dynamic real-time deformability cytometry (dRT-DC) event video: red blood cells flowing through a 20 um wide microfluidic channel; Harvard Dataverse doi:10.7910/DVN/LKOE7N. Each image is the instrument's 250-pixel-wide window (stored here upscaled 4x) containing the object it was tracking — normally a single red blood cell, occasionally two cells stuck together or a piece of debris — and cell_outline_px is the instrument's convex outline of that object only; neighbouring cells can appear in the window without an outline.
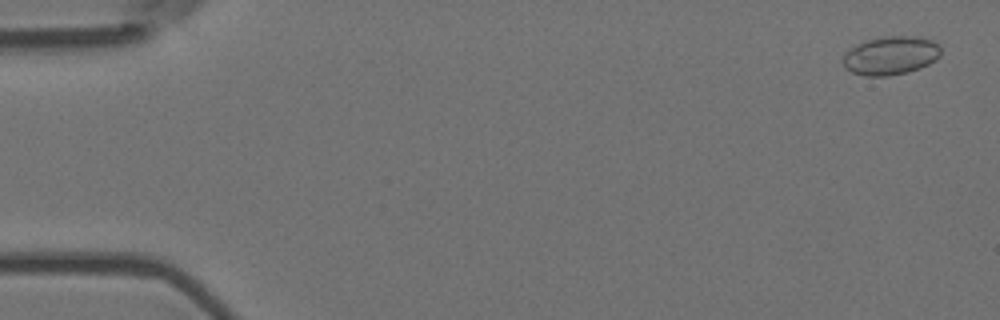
{"species": "Egyptian fruit bat (a non-hibernating species)", "species_latin": "Rousettus aegyptiacus", "temperature_condition": "room temperature", "stored_images_in_passage": 5, "camera_frame_rate_fps": 3000, "um_per_image_px": 0.085, "animal": {"sex": "female"}, "frame": {"image": 1, "passage_image": 1, "time_ms": 0.0, "image_size_px": [1000, 320], "cell_outline_px": [[940, 56], [936, 60], [920, 68], [908, 72], [888, 76], [864, 76], [852, 72], [844, 68], [844, 52], [868, 40], [888, 36], [916, 36], [932, 40], [940, 48]], "centroid_in_image_um": [75.72, 4.74], "position_along_channel_um": 9.3, "area_um2": 21.79}}
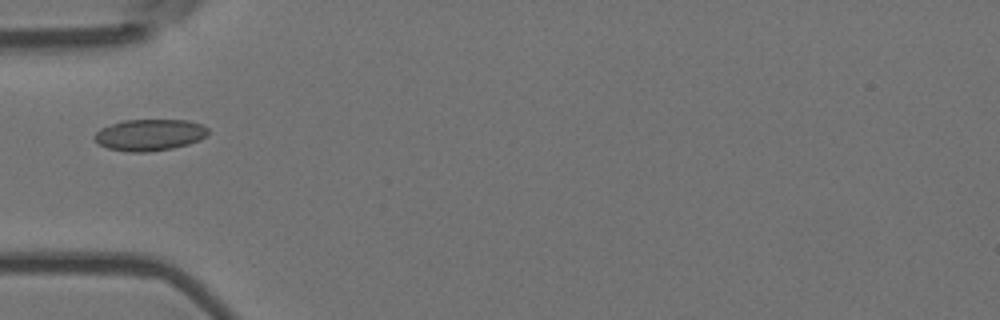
{"frame": {"image": 2, "passage_image": 5, "time_ms": 1.333, "image_size_px": [1000, 320], "cell_outline_px": [[208, 136], [200, 140], [188, 144], [172, 148], [148, 152], [128, 152], [108, 148], [92, 140], [92, 136], [100, 128], [120, 120], [188, 120], [204, 124], [208, 128]], "centroid_in_image_um": [12.71, 11.46], "position_along_channel_um": 72.3, "area_um2": 21.21}}